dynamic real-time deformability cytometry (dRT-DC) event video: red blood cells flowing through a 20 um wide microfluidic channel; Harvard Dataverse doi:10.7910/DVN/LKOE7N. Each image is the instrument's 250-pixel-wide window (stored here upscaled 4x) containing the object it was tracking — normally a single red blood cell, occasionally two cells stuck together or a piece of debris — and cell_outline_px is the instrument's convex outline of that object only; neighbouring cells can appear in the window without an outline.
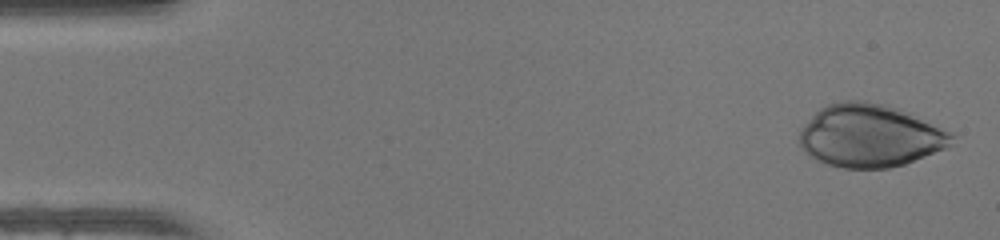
{"species": "human", "species_latin": "Homo sapiens", "temperature_condition": "warm", "stored_images_in_passage": 41, "camera_frame_rate_fps": 3000, "um_per_image_px": 0.085, "donor": {"sex": "female"}, "frame": {"image": 1, "passage_image": 2, "time_ms": 0.333, "image_size_px": [1000, 240], "cell_outline_px": [[956, 136], [952, 144], [948, 148], [904, 164], [888, 168], [844, 168], [828, 164], [808, 156], [800, 148], [800, 132], [804, 124], [820, 108], [828, 104], [844, 100], [864, 100], [884, 104], [900, 108], [912, 112], [952, 132]], "centroid_in_image_um": [74.0, 11.52], "position_along_channel_um": 11.0, "area_um2": 56.41}}
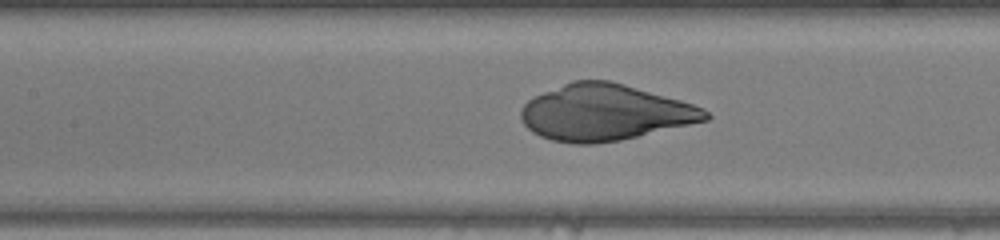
{"frame": {"image": 2, "passage_image": 22, "time_ms": 7.0, "image_size_px": [1000, 240], "cell_outline_px": [[712, 116], [708, 120], [620, 140], [592, 144], [572, 144], [552, 140], [540, 136], [532, 132], [520, 120], [520, 108], [532, 96], [572, 80], [608, 80], [624, 84], [680, 100], [704, 108]], "centroid_in_image_um": [51.37, 9.56], "position_along_channel_um": 156.0, "area_um2": 60.46}}
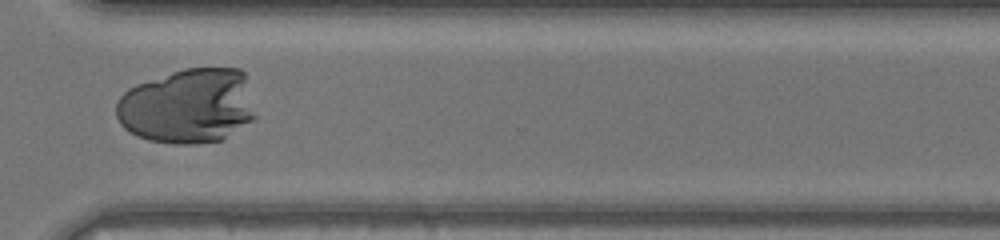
{"frame": {"image": 3, "passage_image": 36, "time_ms": 11.667, "image_size_px": [1000, 240], "cell_outline_px": [[256, 116], [252, 120], [224, 140], [192, 144], [176, 144], [148, 140], [136, 136], [128, 132], [120, 124], [116, 116], [116, 104], [120, 96], [128, 88], [136, 84], [184, 68], [240, 68], [244, 72]], "centroid_in_image_um": [15.95, 9.02], "position_along_channel_um": 354.7, "area_um2": 61.27}}